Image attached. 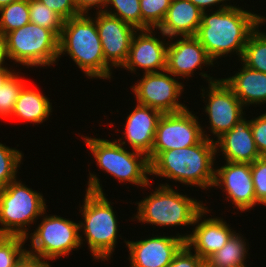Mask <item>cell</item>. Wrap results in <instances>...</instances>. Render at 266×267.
<instances>
[{"instance_id":"obj_1","label":"cell","mask_w":266,"mask_h":267,"mask_svg":"<svg viewBox=\"0 0 266 267\" xmlns=\"http://www.w3.org/2000/svg\"><path fill=\"white\" fill-rule=\"evenodd\" d=\"M260 23H266L262 14L233 4L230 8L202 12L195 37L215 63L229 54H236L240 62L250 34Z\"/></svg>"},{"instance_id":"obj_2","label":"cell","mask_w":266,"mask_h":267,"mask_svg":"<svg viewBox=\"0 0 266 267\" xmlns=\"http://www.w3.org/2000/svg\"><path fill=\"white\" fill-rule=\"evenodd\" d=\"M94 173L89 171L83 204L79 205L82 216V220H79V231L81 246L86 240L91 252L89 254L93 260L100 262L111 259L118 243L117 238L122 236L118 234L120 226L113 210L114 203L104 193L99 175Z\"/></svg>"},{"instance_id":"obj_3","label":"cell","mask_w":266,"mask_h":267,"mask_svg":"<svg viewBox=\"0 0 266 267\" xmlns=\"http://www.w3.org/2000/svg\"><path fill=\"white\" fill-rule=\"evenodd\" d=\"M215 142L204 138L191 147L160 152L150 162V176L166 178L187 187L213 188L215 179ZM169 179V180H168Z\"/></svg>"},{"instance_id":"obj_4","label":"cell","mask_w":266,"mask_h":267,"mask_svg":"<svg viewBox=\"0 0 266 267\" xmlns=\"http://www.w3.org/2000/svg\"><path fill=\"white\" fill-rule=\"evenodd\" d=\"M92 16V17H91ZM83 71L87 79L111 80L113 68L106 62L93 15L80 14L64 20L59 38L58 62L64 55Z\"/></svg>"},{"instance_id":"obj_5","label":"cell","mask_w":266,"mask_h":267,"mask_svg":"<svg viewBox=\"0 0 266 267\" xmlns=\"http://www.w3.org/2000/svg\"><path fill=\"white\" fill-rule=\"evenodd\" d=\"M140 201H136L135 205L137 212L133 218L137 219L138 223L149 224L160 227H177L193 226L197 215L205 208L203 201H198L194 197H188L182 194L168 182L160 183L155 190L145 196Z\"/></svg>"},{"instance_id":"obj_6","label":"cell","mask_w":266,"mask_h":267,"mask_svg":"<svg viewBox=\"0 0 266 267\" xmlns=\"http://www.w3.org/2000/svg\"><path fill=\"white\" fill-rule=\"evenodd\" d=\"M81 138L94 157L97 168L120 183L132 184L146 190L151 187L150 162L145 154L126 148L116 139L108 140L84 135H81Z\"/></svg>"},{"instance_id":"obj_7","label":"cell","mask_w":266,"mask_h":267,"mask_svg":"<svg viewBox=\"0 0 266 267\" xmlns=\"http://www.w3.org/2000/svg\"><path fill=\"white\" fill-rule=\"evenodd\" d=\"M41 192L23 184L18 178L0 189V235L23 236L47 211Z\"/></svg>"},{"instance_id":"obj_8","label":"cell","mask_w":266,"mask_h":267,"mask_svg":"<svg viewBox=\"0 0 266 267\" xmlns=\"http://www.w3.org/2000/svg\"><path fill=\"white\" fill-rule=\"evenodd\" d=\"M4 36L10 62L14 64L44 69L58 62L59 38L49 29L29 22Z\"/></svg>"},{"instance_id":"obj_9","label":"cell","mask_w":266,"mask_h":267,"mask_svg":"<svg viewBox=\"0 0 266 267\" xmlns=\"http://www.w3.org/2000/svg\"><path fill=\"white\" fill-rule=\"evenodd\" d=\"M198 74L201 79L206 78L205 80L208 83V87L204 88L202 85L200 89L202 91L200 98H203L202 101L205 104L203 110L209 118V121H207L209 122V127L205 125V128L209 131L202 126V132L204 138L215 142L246 115L245 111H243L246 108L222 78L210 76V73L208 74L205 71ZM211 135H214V138Z\"/></svg>"},{"instance_id":"obj_10","label":"cell","mask_w":266,"mask_h":267,"mask_svg":"<svg viewBox=\"0 0 266 267\" xmlns=\"http://www.w3.org/2000/svg\"><path fill=\"white\" fill-rule=\"evenodd\" d=\"M41 215V222L33 233L25 238L30 240L27 252L45 261H56L60 257H69L73 251L81 248L79 222L60 215ZM73 250V251H72ZM50 260V261H49Z\"/></svg>"},{"instance_id":"obj_11","label":"cell","mask_w":266,"mask_h":267,"mask_svg":"<svg viewBox=\"0 0 266 267\" xmlns=\"http://www.w3.org/2000/svg\"><path fill=\"white\" fill-rule=\"evenodd\" d=\"M187 107L175 113H163L154 136L153 148L147 156L151 162L160 152L191 147L204 139L198 116Z\"/></svg>"},{"instance_id":"obj_12","label":"cell","mask_w":266,"mask_h":267,"mask_svg":"<svg viewBox=\"0 0 266 267\" xmlns=\"http://www.w3.org/2000/svg\"><path fill=\"white\" fill-rule=\"evenodd\" d=\"M167 70L144 73L131 87L136 103L159 110L175 113L187 108L180 102L185 84Z\"/></svg>"},{"instance_id":"obj_13","label":"cell","mask_w":266,"mask_h":267,"mask_svg":"<svg viewBox=\"0 0 266 267\" xmlns=\"http://www.w3.org/2000/svg\"><path fill=\"white\" fill-rule=\"evenodd\" d=\"M225 162L223 166L215 167L213 188L222 190L226 201L241 212H248L260 203L255 198L251 163Z\"/></svg>"},{"instance_id":"obj_14","label":"cell","mask_w":266,"mask_h":267,"mask_svg":"<svg viewBox=\"0 0 266 267\" xmlns=\"http://www.w3.org/2000/svg\"><path fill=\"white\" fill-rule=\"evenodd\" d=\"M189 232V234H188ZM191 231L187 233H177L171 235H155L152 237L136 241L125 240L129 255L127 258L130 267H168L174 256L185 245V241L190 236Z\"/></svg>"},{"instance_id":"obj_15","label":"cell","mask_w":266,"mask_h":267,"mask_svg":"<svg viewBox=\"0 0 266 267\" xmlns=\"http://www.w3.org/2000/svg\"><path fill=\"white\" fill-rule=\"evenodd\" d=\"M156 31L157 29H139L134 33L127 61L122 66L123 69L128 70V73L130 71L131 74L137 75L139 68L142 69V73L166 70L169 38L160 31L158 34L162 36L157 38Z\"/></svg>"},{"instance_id":"obj_16","label":"cell","mask_w":266,"mask_h":267,"mask_svg":"<svg viewBox=\"0 0 266 267\" xmlns=\"http://www.w3.org/2000/svg\"><path fill=\"white\" fill-rule=\"evenodd\" d=\"M95 14V15H94ZM105 62L113 69L127 61L132 37L137 29L120 18L104 12L93 13Z\"/></svg>"},{"instance_id":"obj_17","label":"cell","mask_w":266,"mask_h":267,"mask_svg":"<svg viewBox=\"0 0 266 267\" xmlns=\"http://www.w3.org/2000/svg\"><path fill=\"white\" fill-rule=\"evenodd\" d=\"M214 64L216 63L195 36L169 38L166 70L174 77L188 79L194 77L197 70L202 71L208 66L215 67Z\"/></svg>"},{"instance_id":"obj_18","label":"cell","mask_w":266,"mask_h":267,"mask_svg":"<svg viewBox=\"0 0 266 267\" xmlns=\"http://www.w3.org/2000/svg\"><path fill=\"white\" fill-rule=\"evenodd\" d=\"M208 208V206L205 207L197 215L192 232L185 241V244L204 261L214 252L220 250L237 232L222 217L213 216L212 218L210 215L211 217L206 218L207 214L211 213Z\"/></svg>"},{"instance_id":"obj_19","label":"cell","mask_w":266,"mask_h":267,"mask_svg":"<svg viewBox=\"0 0 266 267\" xmlns=\"http://www.w3.org/2000/svg\"><path fill=\"white\" fill-rule=\"evenodd\" d=\"M127 115L123 136L116 139L123 146L148 156L153 148L154 136L162 112L157 109L136 104ZM125 140V141H124ZM127 143V144H126Z\"/></svg>"},{"instance_id":"obj_20","label":"cell","mask_w":266,"mask_h":267,"mask_svg":"<svg viewBox=\"0 0 266 267\" xmlns=\"http://www.w3.org/2000/svg\"><path fill=\"white\" fill-rule=\"evenodd\" d=\"M215 148L216 156L223 154L222 158L229 162L253 163L262 157L253 139L250 120L245 116L215 141Z\"/></svg>"},{"instance_id":"obj_21","label":"cell","mask_w":266,"mask_h":267,"mask_svg":"<svg viewBox=\"0 0 266 267\" xmlns=\"http://www.w3.org/2000/svg\"><path fill=\"white\" fill-rule=\"evenodd\" d=\"M201 15L202 11L189 0H172L157 30L167 38L196 36Z\"/></svg>"},{"instance_id":"obj_22","label":"cell","mask_w":266,"mask_h":267,"mask_svg":"<svg viewBox=\"0 0 266 267\" xmlns=\"http://www.w3.org/2000/svg\"><path fill=\"white\" fill-rule=\"evenodd\" d=\"M242 65L232 76L222 78L245 108L266 104V73Z\"/></svg>"},{"instance_id":"obj_23","label":"cell","mask_w":266,"mask_h":267,"mask_svg":"<svg viewBox=\"0 0 266 267\" xmlns=\"http://www.w3.org/2000/svg\"><path fill=\"white\" fill-rule=\"evenodd\" d=\"M52 111L50 98L26 84L19 94L10 118L11 120L18 118L24 123L39 125L49 119Z\"/></svg>"},{"instance_id":"obj_24","label":"cell","mask_w":266,"mask_h":267,"mask_svg":"<svg viewBox=\"0 0 266 267\" xmlns=\"http://www.w3.org/2000/svg\"><path fill=\"white\" fill-rule=\"evenodd\" d=\"M249 245L242 234L235 232L227 243L209 256L205 262L211 267H248L246 259L249 256Z\"/></svg>"},{"instance_id":"obj_25","label":"cell","mask_w":266,"mask_h":267,"mask_svg":"<svg viewBox=\"0 0 266 267\" xmlns=\"http://www.w3.org/2000/svg\"><path fill=\"white\" fill-rule=\"evenodd\" d=\"M263 25L260 23L250 34L240 61L253 70L266 73V31H261Z\"/></svg>"},{"instance_id":"obj_26","label":"cell","mask_w":266,"mask_h":267,"mask_svg":"<svg viewBox=\"0 0 266 267\" xmlns=\"http://www.w3.org/2000/svg\"><path fill=\"white\" fill-rule=\"evenodd\" d=\"M30 22L29 0H19L0 8V34L23 27Z\"/></svg>"},{"instance_id":"obj_27","label":"cell","mask_w":266,"mask_h":267,"mask_svg":"<svg viewBox=\"0 0 266 267\" xmlns=\"http://www.w3.org/2000/svg\"><path fill=\"white\" fill-rule=\"evenodd\" d=\"M23 74L24 73L15 71L0 88V119L2 118L1 120H4L5 118V120L10 119L21 90L26 84H28V80H24L25 77L23 76Z\"/></svg>"},{"instance_id":"obj_28","label":"cell","mask_w":266,"mask_h":267,"mask_svg":"<svg viewBox=\"0 0 266 267\" xmlns=\"http://www.w3.org/2000/svg\"><path fill=\"white\" fill-rule=\"evenodd\" d=\"M23 155L16 147H8L0 142V189L18 178Z\"/></svg>"},{"instance_id":"obj_29","label":"cell","mask_w":266,"mask_h":267,"mask_svg":"<svg viewBox=\"0 0 266 267\" xmlns=\"http://www.w3.org/2000/svg\"><path fill=\"white\" fill-rule=\"evenodd\" d=\"M30 22L51 30L60 38L64 19L39 0H29Z\"/></svg>"},{"instance_id":"obj_30","label":"cell","mask_w":266,"mask_h":267,"mask_svg":"<svg viewBox=\"0 0 266 267\" xmlns=\"http://www.w3.org/2000/svg\"><path fill=\"white\" fill-rule=\"evenodd\" d=\"M104 13L120 18L137 30L142 29L140 0H108Z\"/></svg>"},{"instance_id":"obj_31","label":"cell","mask_w":266,"mask_h":267,"mask_svg":"<svg viewBox=\"0 0 266 267\" xmlns=\"http://www.w3.org/2000/svg\"><path fill=\"white\" fill-rule=\"evenodd\" d=\"M172 0H140L142 29H157L163 22Z\"/></svg>"},{"instance_id":"obj_32","label":"cell","mask_w":266,"mask_h":267,"mask_svg":"<svg viewBox=\"0 0 266 267\" xmlns=\"http://www.w3.org/2000/svg\"><path fill=\"white\" fill-rule=\"evenodd\" d=\"M26 241L23 236L0 235V267H14L27 251Z\"/></svg>"},{"instance_id":"obj_33","label":"cell","mask_w":266,"mask_h":267,"mask_svg":"<svg viewBox=\"0 0 266 267\" xmlns=\"http://www.w3.org/2000/svg\"><path fill=\"white\" fill-rule=\"evenodd\" d=\"M251 174L256 200L266 207V156L251 163Z\"/></svg>"},{"instance_id":"obj_34","label":"cell","mask_w":266,"mask_h":267,"mask_svg":"<svg viewBox=\"0 0 266 267\" xmlns=\"http://www.w3.org/2000/svg\"><path fill=\"white\" fill-rule=\"evenodd\" d=\"M253 139L261 156H266V111L250 120Z\"/></svg>"},{"instance_id":"obj_35","label":"cell","mask_w":266,"mask_h":267,"mask_svg":"<svg viewBox=\"0 0 266 267\" xmlns=\"http://www.w3.org/2000/svg\"><path fill=\"white\" fill-rule=\"evenodd\" d=\"M205 261L185 244L168 267H200Z\"/></svg>"},{"instance_id":"obj_36","label":"cell","mask_w":266,"mask_h":267,"mask_svg":"<svg viewBox=\"0 0 266 267\" xmlns=\"http://www.w3.org/2000/svg\"><path fill=\"white\" fill-rule=\"evenodd\" d=\"M49 9L55 11L64 20L79 16L75 0H39Z\"/></svg>"},{"instance_id":"obj_37","label":"cell","mask_w":266,"mask_h":267,"mask_svg":"<svg viewBox=\"0 0 266 267\" xmlns=\"http://www.w3.org/2000/svg\"><path fill=\"white\" fill-rule=\"evenodd\" d=\"M107 2L108 0H75V5L79 14L90 15L92 13L90 10L92 11V9L96 10V12H104Z\"/></svg>"},{"instance_id":"obj_38","label":"cell","mask_w":266,"mask_h":267,"mask_svg":"<svg viewBox=\"0 0 266 267\" xmlns=\"http://www.w3.org/2000/svg\"><path fill=\"white\" fill-rule=\"evenodd\" d=\"M50 264V262H47L26 251L15 263L14 267H51L52 265Z\"/></svg>"},{"instance_id":"obj_39","label":"cell","mask_w":266,"mask_h":267,"mask_svg":"<svg viewBox=\"0 0 266 267\" xmlns=\"http://www.w3.org/2000/svg\"><path fill=\"white\" fill-rule=\"evenodd\" d=\"M189 1L192 2L195 6H197L202 12L209 10L211 11L212 9H215L213 8L215 6L217 10L230 8L232 6V4H230L231 2H229L231 0H189Z\"/></svg>"},{"instance_id":"obj_40","label":"cell","mask_w":266,"mask_h":267,"mask_svg":"<svg viewBox=\"0 0 266 267\" xmlns=\"http://www.w3.org/2000/svg\"><path fill=\"white\" fill-rule=\"evenodd\" d=\"M6 59L7 61L10 60L7 52L6 39L4 35L0 34V66L8 65L5 61Z\"/></svg>"},{"instance_id":"obj_41","label":"cell","mask_w":266,"mask_h":267,"mask_svg":"<svg viewBox=\"0 0 266 267\" xmlns=\"http://www.w3.org/2000/svg\"><path fill=\"white\" fill-rule=\"evenodd\" d=\"M13 66H10L8 68V66H0V88L3 86V84L5 83V81L7 79H9V77L15 72L17 71L16 69L14 70L13 68H11ZM13 69V70H12Z\"/></svg>"},{"instance_id":"obj_42","label":"cell","mask_w":266,"mask_h":267,"mask_svg":"<svg viewBox=\"0 0 266 267\" xmlns=\"http://www.w3.org/2000/svg\"><path fill=\"white\" fill-rule=\"evenodd\" d=\"M19 0H0V8L7 6L8 4L12 3V2H16Z\"/></svg>"},{"instance_id":"obj_43","label":"cell","mask_w":266,"mask_h":267,"mask_svg":"<svg viewBox=\"0 0 266 267\" xmlns=\"http://www.w3.org/2000/svg\"><path fill=\"white\" fill-rule=\"evenodd\" d=\"M200 267H211L206 262H204Z\"/></svg>"}]
</instances>
